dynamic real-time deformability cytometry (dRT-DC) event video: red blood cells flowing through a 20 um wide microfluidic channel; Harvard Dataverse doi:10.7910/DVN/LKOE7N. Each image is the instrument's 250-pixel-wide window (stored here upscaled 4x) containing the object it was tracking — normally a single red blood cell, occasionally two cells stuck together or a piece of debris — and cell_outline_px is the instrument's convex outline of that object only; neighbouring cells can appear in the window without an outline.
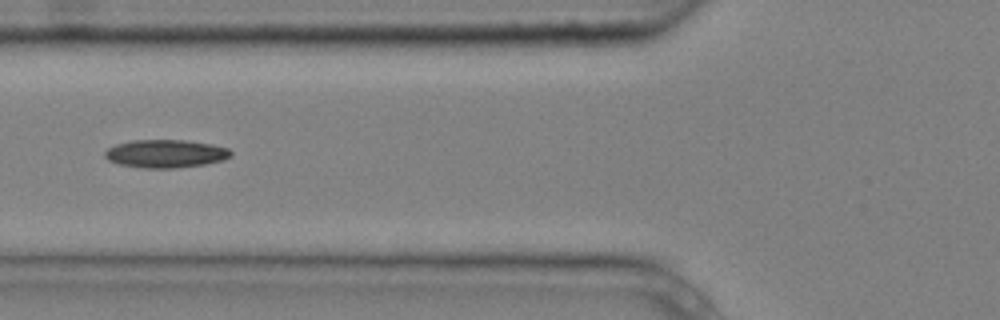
{"species": "common noctule bat (a hibernating species)", "species_latin": "Nyctalus noctula", "temperature_condition": "cold", "stored_images_in_passage": 14, "camera_frame_rate_fps": 3000, "um_per_image_px": 0.085, "animal": {"sex": "male", "body_mass_g": 20.4}, "frame": {"image": 1, "passage_image": 5, "time_ms": 1.333, "image_size_px": [1000, 320], "cell_outline_px": [[232, 156], [224, 160], [204, 164], [176, 168], [144, 168], [120, 164], [108, 160], [104, 156], [104, 152], [108, 148], [116, 144], [132, 140], [184, 140], [212, 144], [228, 148], [232, 152]], "centroid_in_image_um": [14.09, 13.06], "position_along_channel_um": 111.7, "area_um2": 20.63}}